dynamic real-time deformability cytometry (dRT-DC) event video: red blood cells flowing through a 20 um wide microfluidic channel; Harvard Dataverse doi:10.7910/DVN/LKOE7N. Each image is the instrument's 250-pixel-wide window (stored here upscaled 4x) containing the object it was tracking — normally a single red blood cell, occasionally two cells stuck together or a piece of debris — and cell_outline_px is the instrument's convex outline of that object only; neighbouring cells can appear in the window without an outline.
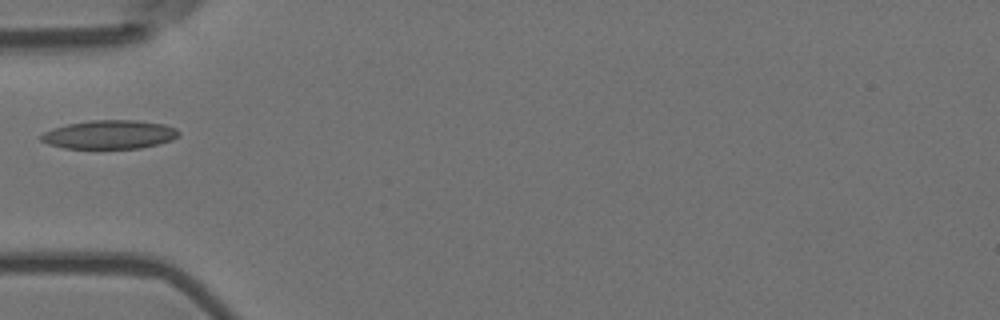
{"species": "Egyptian fruit bat (a non-hibernating species)", "species_latin": "Rousettus aegyptiacus", "temperature_condition": "room temperature", "stored_images_in_passage": 5, "camera_frame_rate_fps": 3000, "um_per_image_px": 0.085, "animal": {"sex": "female"}, "frame": {"image": 1, "passage_image": 5, "time_ms": 1.333, "image_size_px": [1000, 320], "cell_outline_px": [[180, 136], [172, 140], [140, 148], [64, 148], [48, 144], [40, 140], [40, 136], [44, 132], [52, 128], [68, 124], [92, 120], [136, 120], [164, 124], [176, 128], [180, 132]], "centroid_in_image_um": [9.32, 11.43], "position_along_channel_um": 75.7, "area_um2": 23.0}}